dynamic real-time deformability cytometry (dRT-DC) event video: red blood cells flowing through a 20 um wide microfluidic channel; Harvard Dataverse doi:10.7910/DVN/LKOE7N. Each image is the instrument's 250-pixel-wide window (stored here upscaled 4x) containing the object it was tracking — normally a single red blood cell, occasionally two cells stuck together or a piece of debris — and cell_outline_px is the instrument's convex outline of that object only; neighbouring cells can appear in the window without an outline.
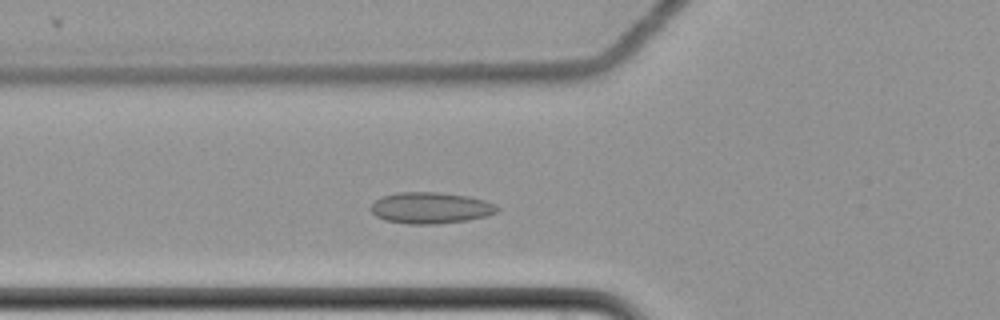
{"species": "common noctule bat (a hibernating species)", "species_latin": "Nyctalus noctula", "temperature_condition": "cold", "stored_images_in_passage": 53, "camera_frame_rate_fps": 3000, "um_per_image_px": 0.085, "animal": {"sex": "female", "body_mass_g": 22.7, "forearm_length_mm": 54.2}, "frame": {"image": 1, "passage_image": 15, "time_ms": 4.667, "image_size_px": [1000, 320], "cell_outline_px": [[500, 212], [488, 216], [468, 220], [436, 224], [408, 224], [384, 220], [376, 216], [368, 208], [376, 200], [384, 196], [396, 192], [440, 192], [468, 196], [484, 200], [496, 204], [500, 208]], "centroid_in_image_um": [36.64, 17.67], "position_along_channel_um": 89.2, "area_um2": 23.35}}
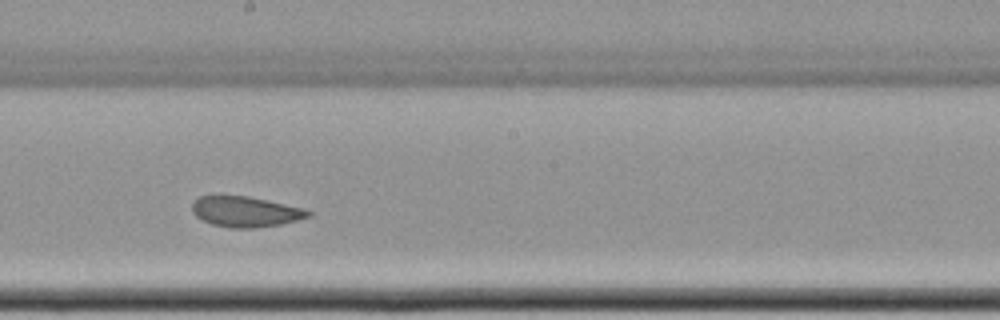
{"frame": {"image": 2, "passage_image": 27, "time_ms": 8.667, "image_size_px": [1000, 320], "cell_outline_px": [[312, 216], [280, 224], [252, 228], [228, 228], [212, 224], [200, 220], [192, 212], [192, 200], [200, 196], [248, 196], [304, 208], [312, 212]], "centroid_in_image_um": [20.84, 17.99], "position_along_channel_um": 227.4, "area_um2": 20.69}}
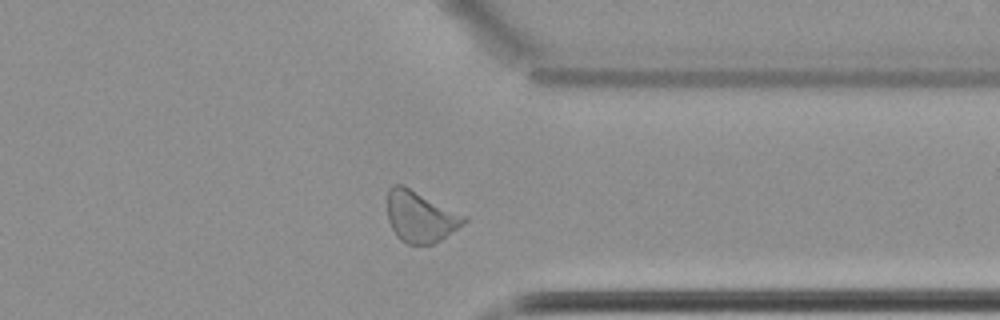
{"frame": {"image": 3, "passage_image": 40, "time_ms": 13.0, "image_size_px": [1000, 320], "cell_outline_px": [[468, 220], [464, 224], [440, 240], [432, 244], [408, 244], [400, 240], [396, 236], [388, 220], [388, 188], [392, 184], [404, 184], [468, 216]], "centroid_in_image_um": [35.74, 18.39], "position_along_channel_um": 375.7, "area_um2": 23.18}, "authors_computed_cell_mechanics": {"area_um2": 22.9466, "velocity_mm_per_s": 3.4615, "shape_relaxation_time_tau1_ms": null, "shape_relaxation_time_tau2_ms": 3.7667, "deformation_change_tau1": null, "deformation_change_tau2": 0.0843}}